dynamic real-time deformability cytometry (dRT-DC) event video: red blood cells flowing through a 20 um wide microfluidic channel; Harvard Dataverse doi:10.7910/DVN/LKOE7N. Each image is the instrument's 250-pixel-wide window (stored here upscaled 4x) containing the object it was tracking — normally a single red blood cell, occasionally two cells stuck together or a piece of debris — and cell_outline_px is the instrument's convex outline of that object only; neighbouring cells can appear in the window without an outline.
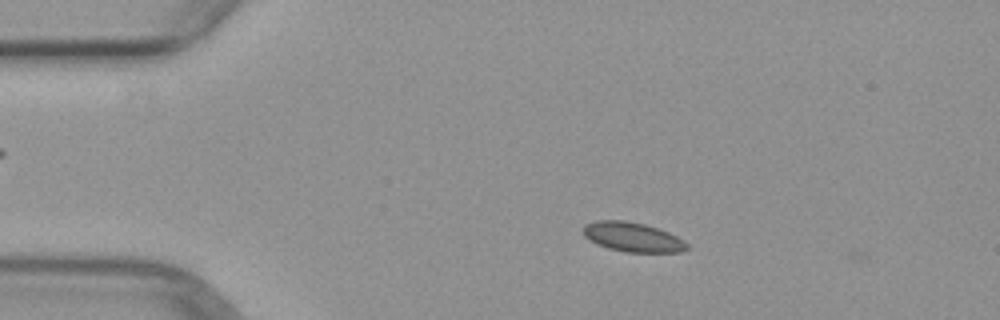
{"species": "common noctule bat (a hibernating species)", "species_latin": "Nyctalus noctula", "temperature_condition": "warm", "stored_images_in_passage": 3, "camera_frame_rate_fps": 3000, "um_per_image_px": 0.085, "animal": {"sex": "female", "body_mass_g": 29.2, "forearm_length_mm": 56.3}, "frame": {"image": 1, "passage_image": 2, "time_ms": 1.333, "image_size_px": [1000, 320], "cell_outline_px": [[688, 248], [680, 252], [624, 252], [608, 248], [596, 244], [588, 240], [584, 236], [584, 224], [596, 220], [624, 220], [644, 224], [668, 232], [684, 240], [688, 244]], "centroid_in_image_um": [53.74, 20.15], "position_along_channel_um": 31.3, "area_um2": 17.86}}